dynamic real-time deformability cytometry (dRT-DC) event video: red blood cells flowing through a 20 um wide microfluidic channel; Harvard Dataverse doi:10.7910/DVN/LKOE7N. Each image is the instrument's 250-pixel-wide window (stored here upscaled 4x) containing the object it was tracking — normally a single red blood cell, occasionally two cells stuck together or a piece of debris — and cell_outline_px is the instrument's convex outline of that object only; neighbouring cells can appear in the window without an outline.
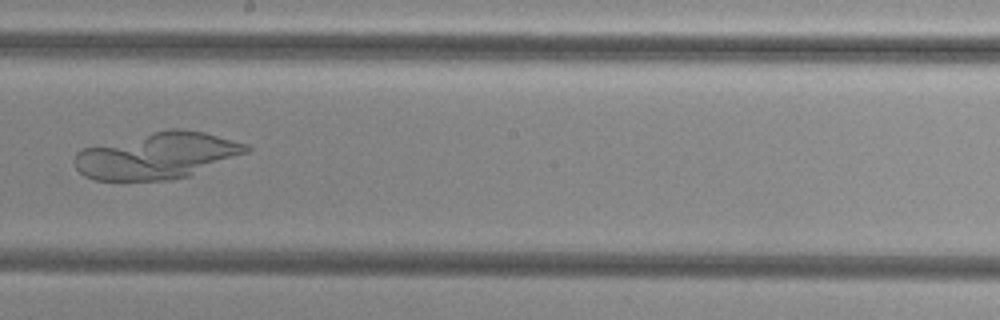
{"species": "common noctule bat (a hibernating species)", "species_latin": "Nyctalus noctula", "temperature_condition": "cold", "stored_images_in_passage": 54, "camera_frame_rate_fps": 3000, "um_per_image_px": 0.085, "animal": {"sex": "female", "body_mass_g": 29.2, "forearm_length_mm": 56.3}, "frame": {"image": 1, "passage_image": 31, "time_ms": 10.0, "image_size_px": [1000, 320], "cell_outline_px": [[252, 148], [248, 152], [188, 176], [172, 180], [96, 180], [84, 176], [72, 164], [72, 160], [76, 152], [80, 148], [168, 128], [180, 128], [204, 132], [248, 144]], "centroid_in_image_um": [13.31, 13.22], "position_along_channel_um": 234.9, "area_um2": 46.7}}